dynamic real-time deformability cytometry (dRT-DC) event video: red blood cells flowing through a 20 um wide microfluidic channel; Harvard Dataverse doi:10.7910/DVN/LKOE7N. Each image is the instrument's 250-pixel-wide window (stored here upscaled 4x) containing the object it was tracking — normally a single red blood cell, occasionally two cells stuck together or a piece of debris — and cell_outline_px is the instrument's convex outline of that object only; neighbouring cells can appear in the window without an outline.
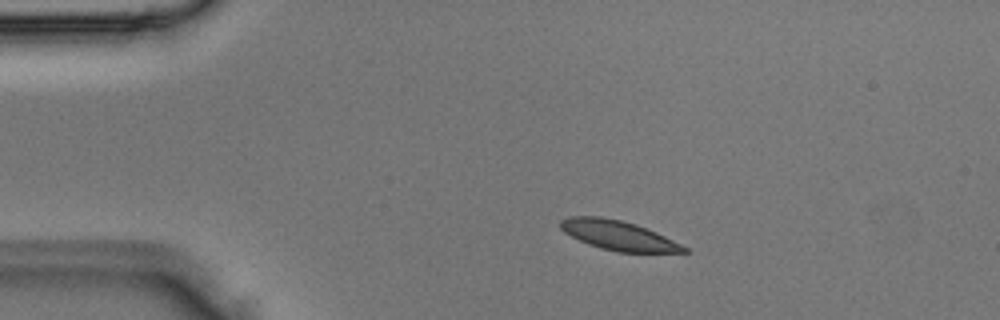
{"species": "Egyptian fruit bat (a non-hibernating species)", "species_latin": "Rousettus aegyptiacus", "temperature_condition": "room temperature", "stored_images_in_passage": 2, "camera_frame_rate_fps": 3000, "um_per_image_px": 0.085, "animal": {"sex": "male"}, "frame": {"image": 1, "passage_image": 1, "time_ms": 0.0, "image_size_px": [1000, 320], "cell_outline_px": [[688, 252], [620, 252], [600, 248], [588, 244], [564, 232], [560, 228], [560, 220], [568, 216], [600, 216], [620, 220], [636, 224], [656, 232], [688, 248]], "centroid_in_image_um": [52.52, 19.99], "position_along_channel_um": 32.5, "area_um2": 21.04}}